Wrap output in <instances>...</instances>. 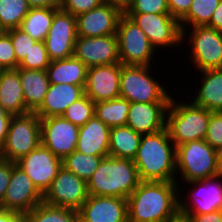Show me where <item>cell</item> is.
<instances>
[{"mask_svg": "<svg viewBox=\"0 0 222 222\" xmlns=\"http://www.w3.org/2000/svg\"><path fill=\"white\" fill-rule=\"evenodd\" d=\"M177 182L140 181L127 198L128 222H165L179 209Z\"/></svg>", "mask_w": 222, "mask_h": 222, "instance_id": "6da1fadb", "label": "cell"}, {"mask_svg": "<svg viewBox=\"0 0 222 222\" xmlns=\"http://www.w3.org/2000/svg\"><path fill=\"white\" fill-rule=\"evenodd\" d=\"M133 161L141 181L176 182V146L167 128L142 135Z\"/></svg>", "mask_w": 222, "mask_h": 222, "instance_id": "7a4b0ae2", "label": "cell"}, {"mask_svg": "<svg viewBox=\"0 0 222 222\" xmlns=\"http://www.w3.org/2000/svg\"><path fill=\"white\" fill-rule=\"evenodd\" d=\"M137 167L132 159L103 158L87 181L89 195L115 196L127 199L140 183Z\"/></svg>", "mask_w": 222, "mask_h": 222, "instance_id": "3957f363", "label": "cell"}, {"mask_svg": "<svg viewBox=\"0 0 222 222\" xmlns=\"http://www.w3.org/2000/svg\"><path fill=\"white\" fill-rule=\"evenodd\" d=\"M179 101L172 96L166 114V128L172 142L178 146L193 140H203L213 111L199 107L191 100L188 102L189 99Z\"/></svg>", "mask_w": 222, "mask_h": 222, "instance_id": "277c9868", "label": "cell"}, {"mask_svg": "<svg viewBox=\"0 0 222 222\" xmlns=\"http://www.w3.org/2000/svg\"><path fill=\"white\" fill-rule=\"evenodd\" d=\"M176 173L178 179L187 182L203 180L220 175L216 162V151L203 140H193L176 146Z\"/></svg>", "mask_w": 222, "mask_h": 222, "instance_id": "5b68a950", "label": "cell"}, {"mask_svg": "<svg viewBox=\"0 0 222 222\" xmlns=\"http://www.w3.org/2000/svg\"><path fill=\"white\" fill-rule=\"evenodd\" d=\"M152 66L122 65L120 97L132 102H170L172 95L152 74ZM162 83V84H161Z\"/></svg>", "mask_w": 222, "mask_h": 222, "instance_id": "8992f818", "label": "cell"}, {"mask_svg": "<svg viewBox=\"0 0 222 222\" xmlns=\"http://www.w3.org/2000/svg\"><path fill=\"white\" fill-rule=\"evenodd\" d=\"M188 28L182 30L181 40L182 45L188 40L187 45H190L189 61L197 69V73L203 70L222 68V33L208 26ZM186 30H189V33Z\"/></svg>", "mask_w": 222, "mask_h": 222, "instance_id": "52a82bcc", "label": "cell"}, {"mask_svg": "<svg viewBox=\"0 0 222 222\" xmlns=\"http://www.w3.org/2000/svg\"><path fill=\"white\" fill-rule=\"evenodd\" d=\"M41 144L40 117L35 112L13 115L0 157L12 162L28 155Z\"/></svg>", "mask_w": 222, "mask_h": 222, "instance_id": "ba28073f", "label": "cell"}, {"mask_svg": "<svg viewBox=\"0 0 222 222\" xmlns=\"http://www.w3.org/2000/svg\"><path fill=\"white\" fill-rule=\"evenodd\" d=\"M116 37L122 65L151 66L156 49L146 34L125 13L119 19ZM152 62V63H151Z\"/></svg>", "mask_w": 222, "mask_h": 222, "instance_id": "9c48e42d", "label": "cell"}, {"mask_svg": "<svg viewBox=\"0 0 222 222\" xmlns=\"http://www.w3.org/2000/svg\"><path fill=\"white\" fill-rule=\"evenodd\" d=\"M146 34L150 44L159 48H174L182 45V30L179 21L170 14L125 13Z\"/></svg>", "mask_w": 222, "mask_h": 222, "instance_id": "30bf717a", "label": "cell"}, {"mask_svg": "<svg viewBox=\"0 0 222 222\" xmlns=\"http://www.w3.org/2000/svg\"><path fill=\"white\" fill-rule=\"evenodd\" d=\"M88 197L87 182L62 166L43 194V203L78 211Z\"/></svg>", "mask_w": 222, "mask_h": 222, "instance_id": "8fae6325", "label": "cell"}, {"mask_svg": "<svg viewBox=\"0 0 222 222\" xmlns=\"http://www.w3.org/2000/svg\"><path fill=\"white\" fill-rule=\"evenodd\" d=\"M187 184L193 187L183 198L184 192L182 194V189L179 190L181 211L187 214H206L222 210V174L208 179L190 181Z\"/></svg>", "mask_w": 222, "mask_h": 222, "instance_id": "7c38bea8", "label": "cell"}, {"mask_svg": "<svg viewBox=\"0 0 222 222\" xmlns=\"http://www.w3.org/2000/svg\"><path fill=\"white\" fill-rule=\"evenodd\" d=\"M76 38V17L59 8L53 16L44 41L49 60H61L73 56Z\"/></svg>", "mask_w": 222, "mask_h": 222, "instance_id": "4fadbf2b", "label": "cell"}, {"mask_svg": "<svg viewBox=\"0 0 222 222\" xmlns=\"http://www.w3.org/2000/svg\"><path fill=\"white\" fill-rule=\"evenodd\" d=\"M41 144L63 159L76 150L79 127L62 116L40 118Z\"/></svg>", "mask_w": 222, "mask_h": 222, "instance_id": "5bb4252c", "label": "cell"}, {"mask_svg": "<svg viewBox=\"0 0 222 222\" xmlns=\"http://www.w3.org/2000/svg\"><path fill=\"white\" fill-rule=\"evenodd\" d=\"M16 165L29 176L37 189L44 194L62 167V159L40 144L28 155L16 161Z\"/></svg>", "mask_w": 222, "mask_h": 222, "instance_id": "9a60e30c", "label": "cell"}, {"mask_svg": "<svg viewBox=\"0 0 222 222\" xmlns=\"http://www.w3.org/2000/svg\"><path fill=\"white\" fill-rule=\"evenodd\" d=\"M42 202L43 194L33 184L29 176L15 165L6 194L0 203L1 208L25 215Z\"/></svg>", "mask_w": 222, "mask_h": 222, "instance_id": "2e32d148", "label": "cell"}, {"mask_svg": "<svg viewBox=\"0 0 222 222\" xmlns=\"http://www.w3.org/2000/svg\"><path fill=\"white\" fill-rule=\"evenodd\" d=\"M73 56L88 68L120 63L116 34L97 37L77 36Z\"/></svg>", "mask_w": 222, "mask_h": 222, "instance_id": "e0dca14e", "label": "cell"}, {"mask_svg": "<svg viewBox=\"0 0 222 222\" xmlns=\"http://www.w3.org/2000/svg\"><path fill=\"white\" fill-rule=\"evenodd\" d=\"M124 12L115 2H104L99 7L76 16L77 36L97 37L116 34Z\"/></svg>", "mask_w": 222, "mask_h": 222, "instance_id": "ac0fdd59", "label": "cell"}, {"mask_svg": "<svg viewBox=\"0 0 222 222\" xmlns=\"http://www.w3.org/2000/svg\"><path fill=\"white\" fill-rule=\"evenodd\" d=\"M120 75L121 63L89 67L84 94L94 103L120 97Z\"/></svg>", "mask_w": 222, "mask_h": 222, "instance_id": "d6986e66", "label": "cell"}, {"mask_svg": "<svg viewBox=\"0 0 222 222\" xmlns=\"http://www.w3.org/2000/svg\"><path fill=\"white\" fill-rule=\"evenodd\" d=\"M78 215L85 222H128L127 199L89 195Z\"/></svg>", "mask_w": 222, "mask_h": 222, "instance_id": "ffe728a7", "label": "cell"}, {"mask_svg": "<svg viewBox=\"0 0 222 222\" xmlns=\"http://www.w3.org/2000/svg\"><path fill=\"white\" fill-rule=\"evenodd\" d=\"M169 104L170 102L130 103L127 126L141 135L152 134L166 128Z\"/></svg>", "mask_w": 222, "mask_h": 222, "instance_id": "44dd1931", "label": "cell"}, {"mask_svg": "<svg viewBox=\"0 0 222 222\" xmlns=\"http://www.w3.org/2000/svg\"><path fill=\"white\" fill-rule=\"evenodd\" d=\"M110 127L93 116L79 127L76 150L85 155L109 156Z\"/></svg>", "mask_w": 222, "mask_h": 222, "instance_id": "7402d4cb", "label": "cell"}, {"mask_svg": "<svg viewBox=\"0 0 222 222\" xmlns=\"http://www.w3.org/2000/svg\"><path fill=\"white\" fill-rule=\"evenodd\" d=\"M84 87L73 84H50L42 105L35 113L40 118L62 116L69 105L84 95Z\"/></svg>", "mask_w": 222, "mask_h": 222, "instance_id": "603a6c76", "label": "cell"}, {"mask_svg": "<svg viewBox=\"0 0 222 222\" xmlns=\"http://www.w3.org/2000/svg\"><path fill=\"white\" fill-rule=\"evenodd\" d=\"M200 73V86L192 95L191 101L199 107L216 112L222 106V68L200 71L199 77Z\"/></svg>", "mask_w": 222, "mask_h": 222, "instance_id": "cb8c5ba5", "label": "cell"}, {"mask_svg": "<svg viewBox=\"0 0 222 222\" xmlns=\"http://www.w3.org/2000/svg\"><path fill=\"white\" fill-rule=\"evenodd\" d=\"M0 105L12 115L29 113L26 109L19 69H7L0 74Z\"/></svg>", "mask_w": 222, "mask_h": 222, "instance_id": "d4e9b609", "label": "cell"}, {"mask_svg": "<svg viewBox=\"0 0 222 222\" xmlns=\"http://www.w3.org/2000/svg\"><path fill=\"white\" fill-rule=\"evenodd\" d=\"M26 109L35 112L44 100L50 82L46 70L19 69Z\"/></svg>", "mask_w": 222, "mask_h": 222, "instance_id": "484cf974", "label": "cell"}, {"mask_svg": "<svg viewBox=\"0 0 222 222\" xmlns=\"http://www.w3.org/2000/svg\"><path fill=\"white\" fill-rule=\"evenodd\" d=\"M88 67L75 56L50 61L46 71L50 84L85 86Z\"/></svg>", "mask_w": 222, "mask_h": 222, "instance_id": "4316f807", "label": "cell"}, {"mask_svg": "<svg viewBox=\"0 0 222 222\" xmlns=\"http://www.w3.org/2000/svg\"><path fill=\"white\" fill-rule=\"evenodd\" d=\"M142 135L129 126L110 128L109 156L115 158L134 159L136 157Z\"/></svg>", "mask_w": 222, "mask_h": 222, "instance_id": "83f0119b", "label": "cell"}, {"mask_svg": "<svg viewBox=\"0 0 222 222\" xmlns=\"http://www.w3.org/2000/svg\"><path fill=\"white\" fill-rule=\"evenodd\" d=\"M59 8H30L19 29L36 41H45L53 16Z\"/></svg>", "mask_w": 222, "mask_h": 222, "instance_id": "f1b7e54d", "label": "cell"}, {"mask_svg": "<svg viewBox=\"0 0 222 222\" xmlns=\"http://www.w3.org/2000/svg\"><path fill=\"white\" fill-rule=\"evenodd\" d=\"M130 102L122 97L99 101L94 106V116L108 127L127 125Z\"/></svg>", "mask_w": 222, "mask_h": 222, "instance_id": "f546056e", "label": "cell"}, {"mask_svg": "<svg viewBox=\"0 0 222 222\" xmlns=\"http://www.w3.org/2000/svg\"><path fill=\"white\" fill-rule=\"evenodd\" d=\"M78 211L40 203L24 215L25 222H75Z\"/></svg>", "mask_w": 222, "mask_h": 222, "instance_id": "4dcf8cb0", "label": "cell"}, {"mask_svg": "<svg viewBox=\"0 0 222 222\" xmlns=\"http://www.w3.org/2000/svg\"><path fill=\"white\" fill-rule=\"evenodd\" d=\"M221 0H193L188 13L179 21L181 30L188 27L208 26Z\"/></svg>", "mask_w": 222, "mask_h": 222, "instance_id": "1f68e13d", "label": "cell"}, {"mask_svg": "<svg viewBox=\"0 0 222 222\" xmlns=\"http://www.w3.org/2000/svg\"><path fill=\"white\" fill-rule=\"evenodd\" d=\"M102 159L103 157L85 155L75 150L62 159V166L87 182L97 170Z\"/></svg>", "mask_w": 222, "mask_h": 222, "instance_id": "d6a6232c", "label": "cell"}, {"mask_svg": "<svg viewBox=\"0 0 222 222\" xmlns=\"http://www.w3.org/2000/svg\"><path fill=\"white\" fill-rule=\"evenodd\" d=\"M29 10L27 0H0V31L19 28Z\"/></svg>", "mask_w": 222, "mask_h": 222, "instance_id": "836d02e7", "label": "cell"}, {"mask_svg": "<svg viewBox=\"0 0 222 222\" xmlns=\"http://www.w3.org/2000/svg\"><path fill=\"white\" fill-rule=\"evenodd\" d=\"M94 106L95 103L84 94L66 108L62 117L74 125L81 127L94 116Z\"/></svg>", "mask_w": 222, "mask_h": 222, "instance_id": "e575fe53", "label": "cell"}, {"mask_svg": "<svg viewBox=\"0 0 222 222\" xmlns=\"http://www.w3.org/2000/svg\"><path fill=\"white\" fill-rule=\"evenodd\" d=\"M49 64L45 42L37 41L19 64L18 69L46 70Z\"/></svg>", "mask_w": 222, "mask_h": 222, "instance_id": "d590c367", "label": "cell"}, {"mask_svg": "<svg viewBox=\"0 0 222 222\" xmlns=\"http://www.w3.org/2000/svg\"><path fill=\"white\" fill-rule=\"evenodd\" d=\"M11 38L16 60L20 64L26 55L31 51L32 46L37 42L30 35L21 29L15 28L5 31Z\"/></svg>", "mask_w": 222, "mask_h": 222, "instance_id": "8d00e7d4", "label": "cell"}, {"mask_svg": "<svg viewBox=\"0 0 222 222\" xmlns=\"http://www.w3.org/2000/svg\"><path fill=\"white\" fill-rule=\"evenodd\" d=\"M124 13L170 14L167 0H135Z\"/></svg>", "mask_w": 222, "mask_h": 222, "instance_id": "74e56055", "label": "cell"}, {"mask_svg": "<svg viewBox=\"0 0 222 222\" xmlns=\"http://www.w3.org/2000/svg\"><path fill=\"white\" fill-rule=\"evenodd\" d=\"M0 65L4 70L17 69L19 66L11 38L5 31H0Z\"/></svg>", "mask_w": 222, "mask_h": 222, "instance_id": "f35d334b", "label": "cell"}, {"mask_svg": "<svg viewBox=\"0 0 222 222\" xmlns=\"http://www.w3.org/2000/svg\"><path fill=\"white\" fill-rule=\"evenodd\" d=\"M105 0H61L60 8L75 17L102 5Z\"/></svg>", "mask_w": 222, "mask_h": 222, "instance_id": "ab89813d", "label": "cell"}, {"mask_svg": "<svg viewBox=\"0 0 222 222\" xmlns=\"http://www.w3.org/2000/svg\"><path fill=\"white\" fill-rule=\"evenodd\" d=\"M204 140L215 149L222 145V115L217 111L210 115Z\"/></svg>", "mask_w": 222, "mask_h": 222, "instance_id": "60d3db41", "label": "cell"}, {"mask_svg": "<svg viewBox=\"0 0 222 222\" xmlns=\"http://www.w3.org/2000/svg\"><path fill=\"white\" fill-rule=\"evenodd\" d=\"M15 165L16 162L0 157V203L6 194L11 179L12 169Z\"/></svg>", "mask_w": 222, "mask_h": 222, "instance_id": "b9f144b4", "label": "cell"}, {"mask_svg": "<svg viewBox=\"0 0 222 222\" xmlns=\"http://www.w3.org/2000/svg\"><path fill=\"white\" fill-rule=\"evenodd\" d=\"M193 0H167L170 15L180 21L189 11Z\"/></svg>", "mask_w": 222, "mask_h": 222, "instance_id": "7bdbcfd3", "label": "cell"}, {"mask_svg": "<svg viewBox=\"0 0 222 222\" xmlns=\"http://www.w3.org/2000/svg\"><path fill=\"white\" fill-rule=\"evenodd\" d=\"M12 116L0 105V148L6 141Z\"/></svg>", "mask_w": 222, "mask_h": 222, "instance_id": "ee69618b", "label": "cell"}, {"mask_svg": "<svg viewBox=\"0 0 222 222\" xmlns=\"http://www.w3.org/2000/svg\"><path fill=\"white\" fill-rule=\"evenodd\" d=\"M193 222H222V210L206 214H190Z\"/></svg>", "mask_w": 222, "mask_h": 222, "instance_id": "f6af8a7d", "label": "cell"}, {"mask_svg": "<svg viewBox=\"0 0 222 222\" xmlns=\"http://www.w3.org/2000/svg\"><path fill=\"white\" fill-rule=\"evenodd\" d=\"M0 222H25L24 215L0 208Z\"/></svg>", "mask_w": 222, "mask_h": 222, "instance_id": "bcb514c9", "label": "cell"}, {"mask_svg": "<svg viewBox=\"0 0 222 222\" xmlns=\"http://www.w3.org/2000/svg\"><path fill=\"white\" fill-rule=\"evenodd\" d=\"M30 8H60L61 0H27Z\"/></svg>", "mask_w": 222, "mask_h": 222, "instance_id": "7dc6e473", "label": "cell"}, {"mask_svg": "<svg viewBox=\"0 0 222 222\" xmlns=\"http://www.w3.org/2000/svg\"><path fill=\"white\" fill-rule=\"evenodd\" d=\"M208 27L215 28L222 33V0L220 1L217 8L214 10Z\"/></svg>", "mask_w": 222, "mask_h": 222, "instance_id": "c3c4849f", "label": "cell"}, {"mask_svg": "<svg viewBox=\"0 0 222 222\" xmlns=\"http://www.w3.org/2000/svg\"><path fill=\"white\" fill-rule=\"evenodd\" d=\"M165 222H193L190 214H187L178 209L172 216H170Z\"/></svg>", "mask_w": 222, "mask_h": 222, "instance_id": "681fc988", "label": "cell"}, {"mask_svg": "<svg viewBox=\"0 0 222 222\" xmlns=\"http://www.w3.org/2000/svg\"><path fill=\"white\" fill-rule=\"evenodd\" d=\"M216 162L220 173L222 174V145L218 146L216 149Z\"/></svg>", "mask_w": 222, "mask_h": 222, "instance_id": "f907efd6", "label": "cell"}, {"mask_svg": "<svg viewBox=\"0 0 222 222\" xmlns=\"http://www.w3.org/2000/svg\"><path fill=\"white\" fill-rule=\"evenodd\" d=\"M135 0H119L117 4L124 12Z\"/></svg>", "mask_w": 222, "mask_h": 222, "instance_id": "816d5d0a", "label": "cell"}, {"mask_svg": "<svg viewBox=\"0 0 222 222\" xmlns=\"http://www.w3.org/2000/svg\"><path fill=\"white\" fill-rule=\"evenodd\" d=\"M75 222H85V221L78 216V217L75 219Z\"/></svg>", "mask_w": 222, "mask_h": 222, "instance_id": "f5cc1de1", "label": "cell"}, {"mask_svg": "<svg viewBox=\"0 0 222 222\" xmlns=\"http://www.w3.org/2000/svg\"><path fill=\"white\" fill-rule=\"evenodd\" d=\"M106 2H115L117 3L119 0H105Z\"/></svg>", "mask_w": 222, "mask_h": 222, "instance_id": "db71d44e", "label": "cell"}, {"mask_svg": "<svg viewBox=\"0 0 222 222\" xmlns=\"http://www.w3.org/2000/svg\"><path fill=\"white\" fill-rule=\"evenodd\" d=\"M217 112L222 115V106L220 107V109Z\"/></svg>", "mask_w": 222, "mask_h": 222, "instance_id": "11a10c76", "label": "cell"}, {"mask_svg": "<svg viewBox=\"0 0 222 222\" xmlns=\"http://www.w3.org/2000/svg\"><path fill=\"white\" fill-rule=\"evenodd\" d=\"M4 71V69L2 68V66L0 65V74Z\"/></svg>", "mask_w": 222, "mask_h": 222, "instance_id": "9f6ffc18", "label": "cell"}]
</instances>
